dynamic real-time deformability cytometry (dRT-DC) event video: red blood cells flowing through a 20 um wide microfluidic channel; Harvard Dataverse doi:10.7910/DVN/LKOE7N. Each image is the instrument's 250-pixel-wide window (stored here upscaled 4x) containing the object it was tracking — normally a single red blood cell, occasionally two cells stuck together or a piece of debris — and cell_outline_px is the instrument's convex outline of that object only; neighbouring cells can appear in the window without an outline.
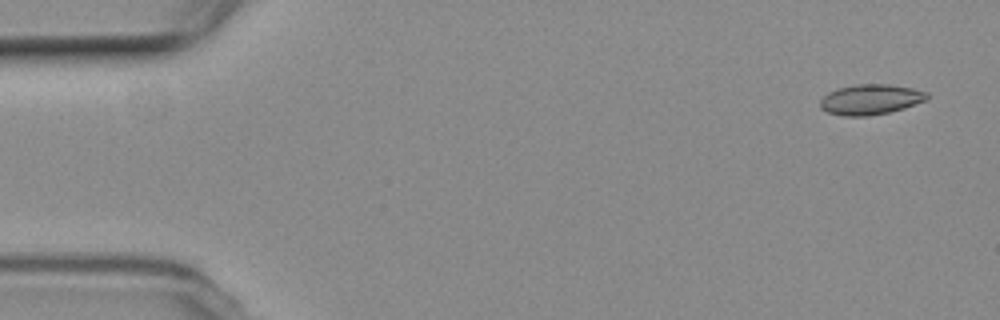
{"species": "common noctule bat (a hibernating species)", "species_latin": "Nyctalus noctula", "temperature_condition": "room temperature", "stored_images_in_passage": 5, "camera_frame_rate_fps": 3000, "um_per_image_px": 0.085, "animal": {"sex": "female", "body_mass_g": 19.3, "forearm_length_mm": 54.1}, "frame": {"image": 1, "passage_image": 1, "time_ms": 0.0, "image_size_px": [1000, 320], "cell_outline_px": [[928, 100], [904, 108], [888, 112], [868, 116], [844, 116], [828, 112], [820, 108], [820, 100], [828, 92], [836, 88], [856, 84], [888, 84], [912, 88], [928, 92]], "centroid_in_image_um": [74.0, 8.45], "position_along_channel_um": 11.0, "area_um2": 18.96}}
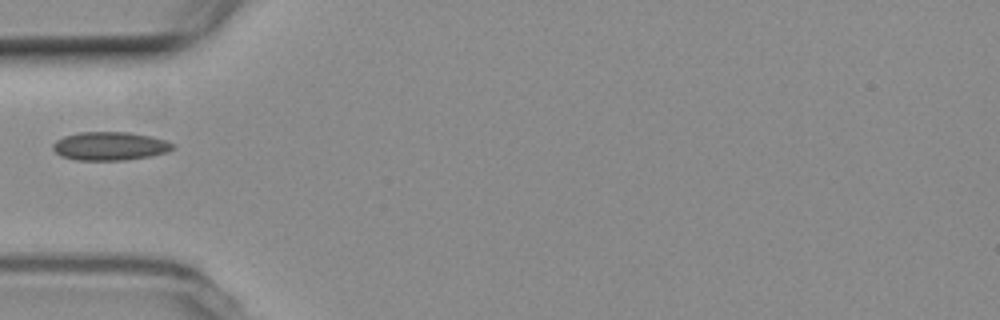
{"frame": {"image": 2, "passage_image": 5, "time_ms": 5.333, "image_size_px": [1000, 320], "cell_outline_px": [[176, 148], [168, 152], [152, 156], [124, 160], [76, 160], [60, 156], [52, 148], [52, 144], [56, 140], [64, 136], [80, 132], [128, 132], [152, 136], [176, 144]], "centroid_in_image_um": [9.37, 12.42], "position_along_channel_um": 75.6, "area_um2": 20.11}}